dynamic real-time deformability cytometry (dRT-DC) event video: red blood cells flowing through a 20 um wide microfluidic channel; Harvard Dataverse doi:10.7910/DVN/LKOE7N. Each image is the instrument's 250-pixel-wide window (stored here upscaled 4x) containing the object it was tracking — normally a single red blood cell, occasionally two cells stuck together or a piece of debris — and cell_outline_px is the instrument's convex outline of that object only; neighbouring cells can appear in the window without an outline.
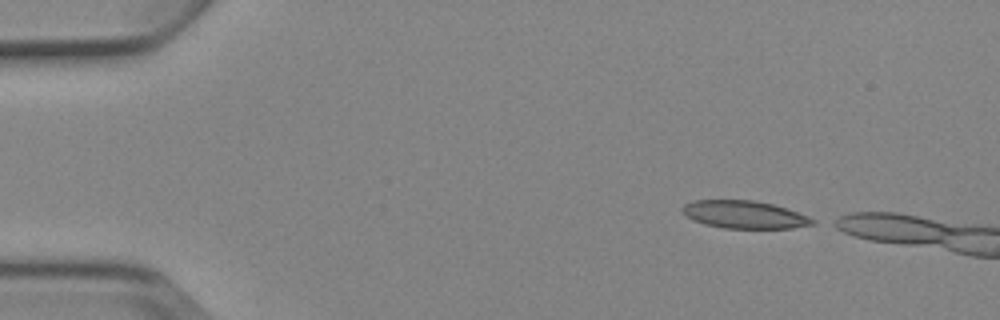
{"species": "Egyptian fruit bat (a non-hibernating species)", "species_latin": "Rousettus aegyptiacus", "temperature_condition": "cold", "stored_images_in_passage": 2, "camera_frame_rate_fps": 3000, "um_per_image_px": 0.085, "animal": {"sex": "female"}, "frame": {"image": 1, "passage_image": 1, "time_ms": 0.0, "image_size_px": [1000, 320], "cell_outline_px": [[816, 224], [792, 228], [724, 228], [704, 224], [692, 220], [684, 216], [680, 212], [680, 208], [684, 204], [692, 200], [752, 200], [772, 204], [808, 216], [816, 220]], "centroid_in_image_um": [63.2, 18.24], "position_along_channel_um": 21.8, "area_um2": 21.15}}